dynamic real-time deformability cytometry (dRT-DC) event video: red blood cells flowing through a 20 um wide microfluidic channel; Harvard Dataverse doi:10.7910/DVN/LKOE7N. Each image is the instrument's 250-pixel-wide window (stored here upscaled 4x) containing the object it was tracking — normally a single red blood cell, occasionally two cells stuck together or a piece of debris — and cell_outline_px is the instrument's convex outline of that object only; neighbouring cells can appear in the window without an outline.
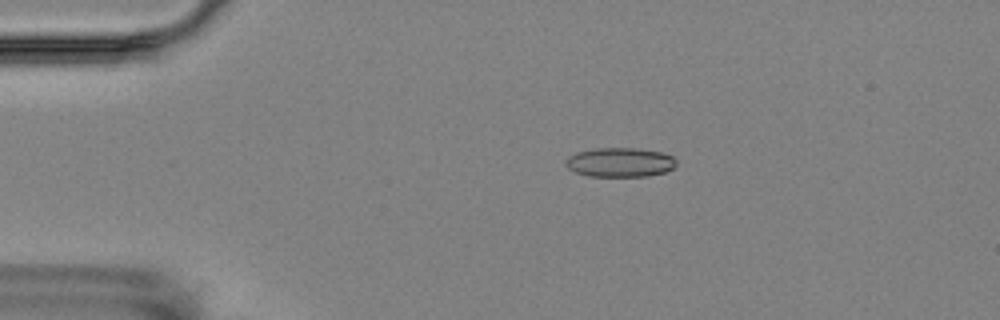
{"species": "Egyptian fruit bat (a non-hibernating species)", "species_latin": "Rousettus aegyptiacus", "temperature_condition": "room temperature", "stored_images_in_passage": 10, "camera_frame_rate_fps": 3000, "um_per_image_px": 0.085, "animal": {"sex": "female"}, "frame": {"image": 1, "passage_image": 4, "time_ms": 3.333, "image_size_px": [1000, 320], "cell_outline_px": [[676, 164], [672, 168], [664, 172], [648, 176], [588, 176], [576, 172], [568, 168], [564, 164], [564, 160], [568, 156], [576, 152], [596, 148], [636, 148], [660, 152], [672, 156], [676, 160]], "centroid_in_image_um": [52.66, 13.79], "position_along_channel_um": 32.3, "area_um2": 18.9}}
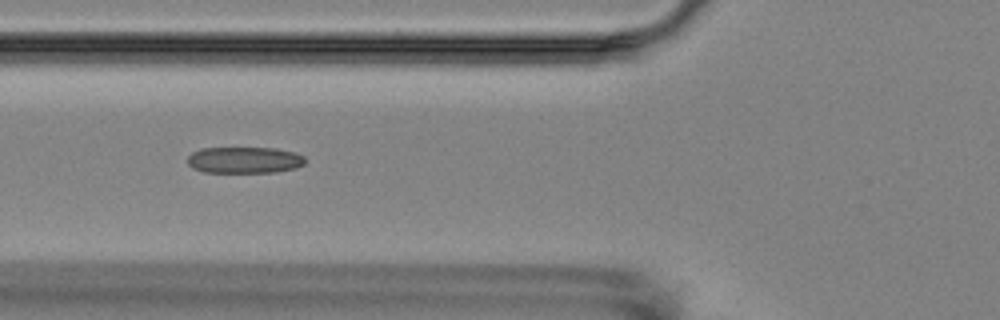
{"frame": {"image": 2, "passage_image": 7, "time_ms": 6.667, "image_size_px": [1000, 320], "cell_outline_px": [[304, 164], [296, 168], [276, 172], [204, 172], [192, 168], [188, 164], [188, 156], [192, 152], [200, 148], [276, 148], [296, 152], [304, 156]], "centroid_in_image_um": [20.78, 13.6], "position_along_channel_um": 105.0, "area_um2": 18.21}}
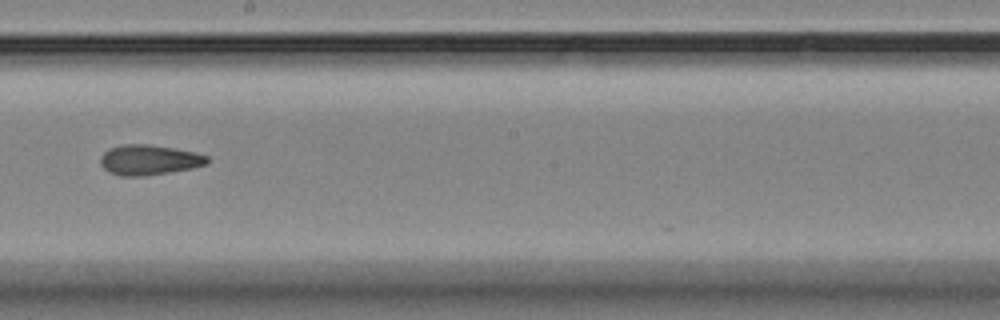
{"frame": {"image": 3, "passage_image": 10, "time_ms": 10.333, "image_size_px": [1000, 320], "cell_outline_px": [[208, 164], [192, 168], [144, 176], [120, 176], [108, 172], [100, 164], [100, 156], [108, 148], [120, 144], [148, 144], [196, 152], [208, 156]], "centroid_in_image_um": [12.64, 13.59], "position_along_channel_um": 235.6, "area_um2": 18.9}}